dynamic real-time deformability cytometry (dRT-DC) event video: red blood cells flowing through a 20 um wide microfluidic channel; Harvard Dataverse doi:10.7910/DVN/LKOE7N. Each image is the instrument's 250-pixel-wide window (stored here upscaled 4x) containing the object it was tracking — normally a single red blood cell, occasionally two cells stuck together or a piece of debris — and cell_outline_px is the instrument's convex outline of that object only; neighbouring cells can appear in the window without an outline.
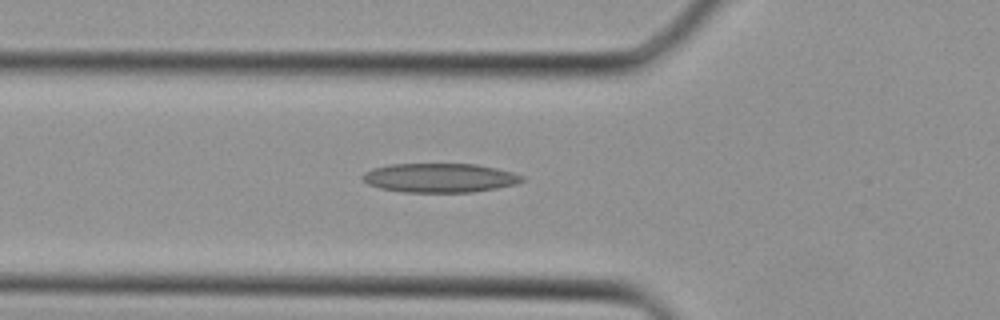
{"species": "Egyptian fruit bat (a non-hibernating species)", "species_latin": "Rousettus aegyptiacus", "temperature_condition": "cold", "stored_images_in_passage": 30, "camera_frame_rate_fps": 3000, "um_per_image_px": 0.085, "animal": {"sex": "female"}, "frame": {"image": 1, "passage_image": 4, "time_ms": 1.0, "image_size_px": [1000, 320], "cell_outline_px": [[524, 180], [516, 184], [496, 188], [472, 192], [404, 192], [380, 188], [368, 184], [360, 176], [364, 172], [372, 168], [388, 164], [476, 164], [496, 168], [512, 172], [524, 176]], "centroid_in_image_um": [37.36, 15.11], "position_along_channel_um": 88.4, "area_um2": 27.11}}
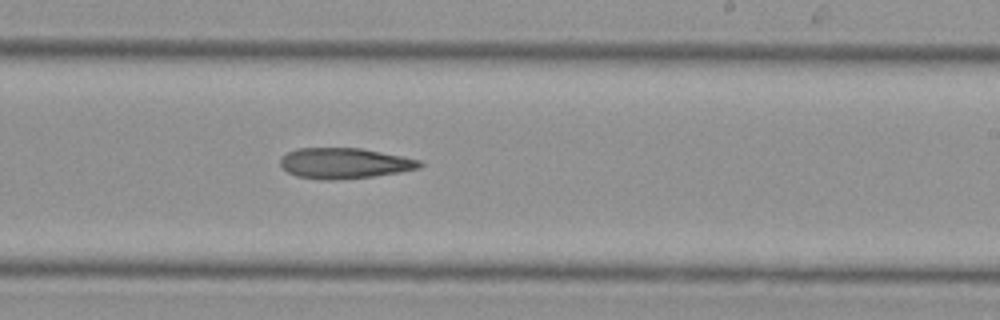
{"frame": {"image": 2, "passage_image": 14, "time_ms": 4.333, "image_size_px": [1000, 320], "cell_outline_px": [[424, 164], [420, 168], [400, 172], [372, 176], [332, 180], [320, 180], [296, 176], [288, 172], [280, 164], [280, 156], [296, 148], [360, 148], [420, 160]], "centroid_in_image_um": [29.24, 13.88], "position_along_channel_um": 259.8, "area_um2": 24.8}}
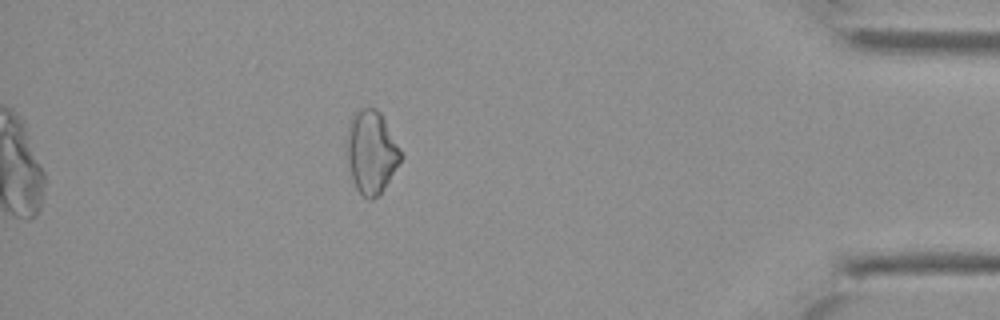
{"frame": {"image": 3, "passage_image": 25, "time_ms": 8.0, "image_size_px": [1000, 320], "cell_outline_px": [[404, 156], [380, 196], [372, 200], [368, 200], [356, 188], [352, 180], [348, 160], [348, 128], [352, 116], [360, 108], [376, 108], [380, 112], [400, 148]], "centroid_in_image_um": [31.6, 12.96], "position_along_channel_um": 403.6, "area_um2": 25.95}}